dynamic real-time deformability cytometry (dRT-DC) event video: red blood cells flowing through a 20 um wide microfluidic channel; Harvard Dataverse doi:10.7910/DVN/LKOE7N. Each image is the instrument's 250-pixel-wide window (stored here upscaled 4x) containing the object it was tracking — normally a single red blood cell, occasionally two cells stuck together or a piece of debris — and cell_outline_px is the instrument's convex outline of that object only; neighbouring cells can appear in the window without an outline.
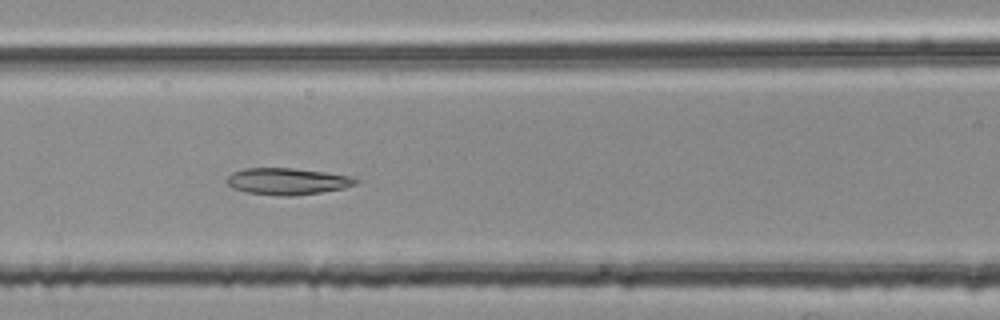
{"species": "common noctule bat (a hibernating species)", "species_latin": "Nyctalus noctula", "temperature_condition": "room temperature", "stored_images_in_passage": 50, "segment_of_instrument_passage": [2, 2], "camera_frame_rate_fps": 3000, "um_per_image_px": 0.085, "animal": {"sex": "female", "body_mass_g": 25.1}, "frame": {"image": 1, "passage_image": 21, "time_ms": 6.667, "image_size_px": [1000, 320], "cell_outline_px": [[360, 180], [356, 184], [344, 188], [320, 192], [292, 196], [280, 196], [248, 192], [232, 188], [224, 180], [232, 172], [244, 168], [292, 168], [324, 172], [352, 176]], "centroid_in_image_um": [24.41, 15.41], "position_along_channel_um": 142.2, "area_um2": 20.06}}
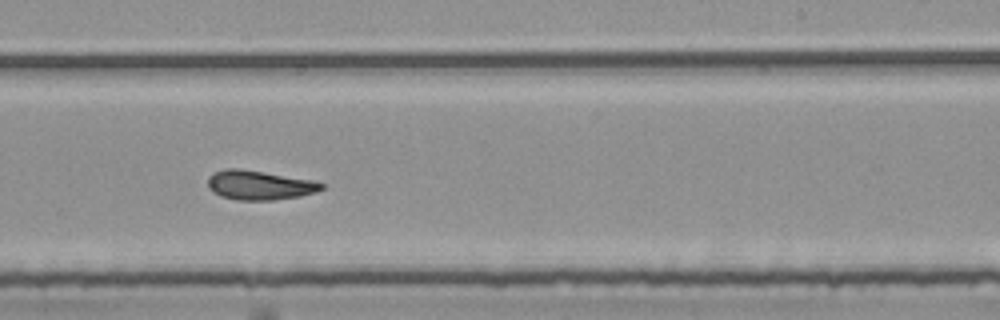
{"frame": {"image": 2, "passage_image": 31, "time_ms": 10.0, "image_size_px": [1000, 320], "cell_outline_px": [[324, 188], [316, 192], [300, 196], [272, 200], [236, 200], [220, 196], [212, 192], [208, 188], [208, 180], [216, 172], [228, 168], [240, 168], [312, 180], [324, 184]], "centroid_in_image_um": [22.05, 15.75], "position_along_channel_um": 266.9, "area_um2": 19.31}}
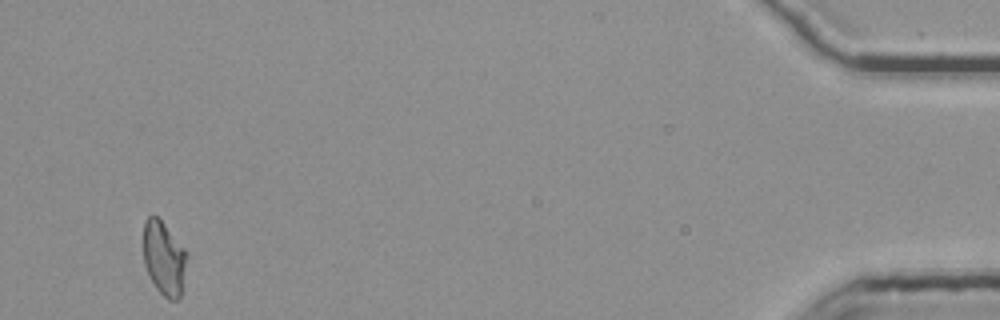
{"frame": {"image": 3, "passage_image": 50, "time_ms": 16.333, "image_size_px": [1000, 320], "cell_outline_px": [[188, 256], [184, 288], [180, 296], [176, 300], [168, 300], [156, 288], [144, 264], [144, 220], [148, 216], [156, 216], [160, 220], [188, 252]], "centroid_in_image_um": [13.98, 21.99], "position_along_channel_um": 421.2, "area_um2": 18.84}}